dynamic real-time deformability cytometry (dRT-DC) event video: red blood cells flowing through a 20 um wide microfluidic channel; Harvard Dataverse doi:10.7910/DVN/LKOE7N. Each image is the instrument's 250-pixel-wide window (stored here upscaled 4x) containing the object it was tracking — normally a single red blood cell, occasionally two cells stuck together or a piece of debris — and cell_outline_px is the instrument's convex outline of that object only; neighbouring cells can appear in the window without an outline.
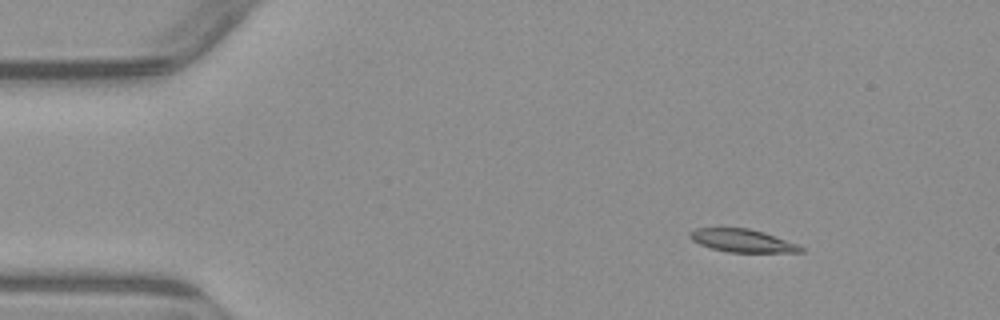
{"species": "common noctule bat (a hibernating species)", "species_latin": "Nyctalus noctula", "temperature_condition": "warm", "stored_images_in_passage": 5, "camera_frame_rate_fps": 3000, "um_per_image_px": 0.085, "animal": {"sex": "male", "body_mass_g": 23.1, "forearm_length_mm": 52.7}, "frame": {"image": 1, "passage_image": 2, "time_ms": 1.333, "image_size_px": [1000, 320], "cell_outline_px": [[804, 252], [728, 252], [712, 248], [700, 244], [692, 240], [688, 236], [688, 232], [696, 228], [748, 228], [764, 232], [796, 244], [804, 248]], "centroid_in_image_um": [63.07, 20.45], "position_along_channel_um": 21.9, "area_um2": 14.68}}
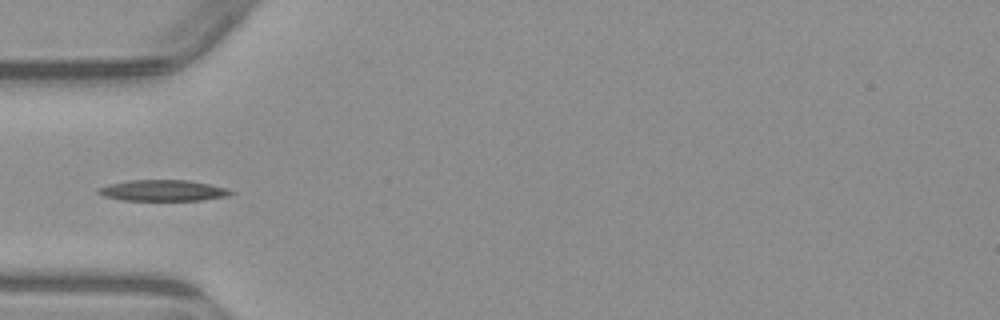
{"frame": {"image": 2, "passage_image": 5, "time_ms": 4.667, "image_size_px": [1000, 320], "cell_outline_px": [[236, 192], [228, 196], [204, 200], [120, 200], [104, 196], [96, 192], [96, 188], [108, 184], [128, 180], [188, 180], [228, 188]], "centroid_in_image_um": [13.84, 16.19], "position_along_channel_um": 71.2, "area_um2": 16.42}}